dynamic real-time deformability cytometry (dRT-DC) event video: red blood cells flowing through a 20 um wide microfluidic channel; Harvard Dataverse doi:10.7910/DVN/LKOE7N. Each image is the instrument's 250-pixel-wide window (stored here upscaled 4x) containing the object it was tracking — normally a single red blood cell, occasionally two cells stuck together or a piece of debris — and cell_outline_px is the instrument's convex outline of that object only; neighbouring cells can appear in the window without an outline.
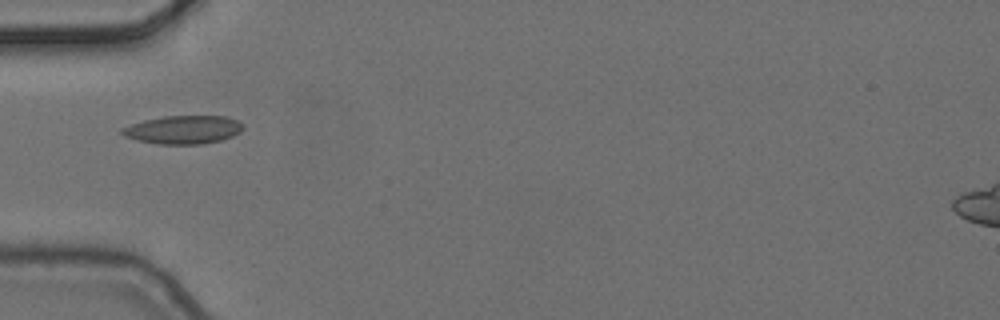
{"species": "common noctule bat (a hibernating species)", "species_latin": "Nyctalus noctula", "temperature_condition": "cold", "stored_images_in_passage": 4, "camera_frame_rate_fps": 3000, "um_per_image_px": 0.085, "animal": {"sex": "female", "body_mass_g": 24.6, "forearm_length_mm": 56.2}, "frame": {"image": 1, "passage_image": 2, "time_ms": 0.333, "image_size_px": [1000, 320], "cell_outline_px": [[244, 128], [240, 132], [232, 136], [220, 140], [204, 144], [156, 144], [136, 140], [124, 136], [120, 132], [120, 128], [144, 120], [164, 116], [228, 116], [244, 124]], "centroid_in_image_um": [15.57, 11.02], "position_along_channel_um": 69.4, "area_um2": 20.11}}
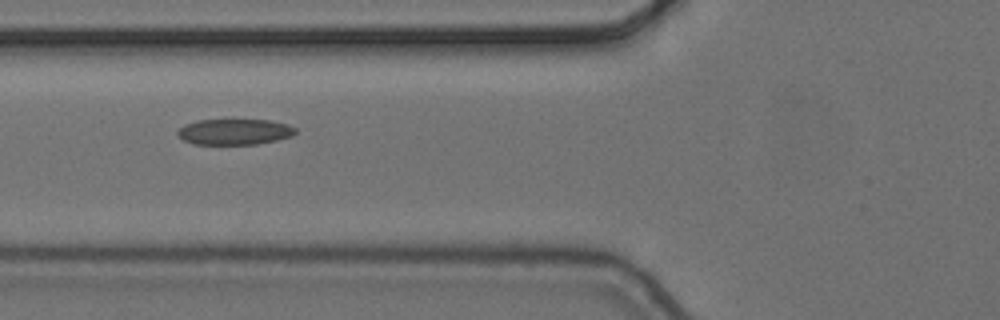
{"frame": {"image": 2, "passage_image": 3, "time_ms": 0.667, "image_size_px": [1000, 320], "cell_outline_px": [[296, 132], [292, 136], [276, 140], [256, 144], [192, 144], [184, 140], [176, 132], [184, 124], [196, 120], [268, 120], [288, 124], [296, 128]], "centroid_in_image_um": [19.93, 11.2], "position_along_channel_um": 105.9, "area_um2": 17.69}}
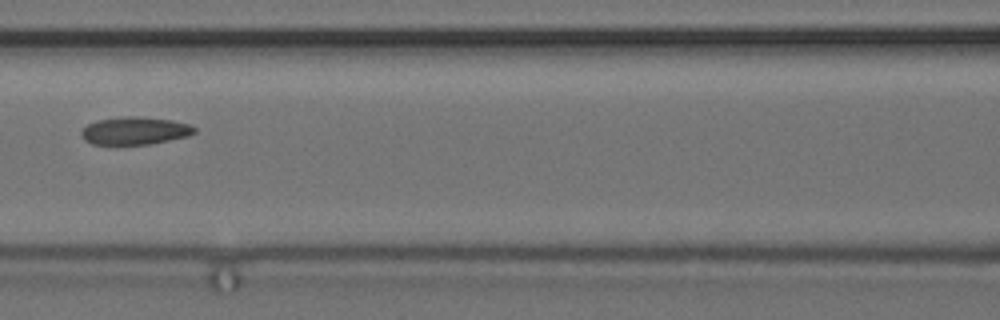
{"frame": {"image": 3, "passage_image": 4, "time_ms": 1.0, "image_size_px": [1000, 320], "cell_outline_px": [[196, 132], [188, 136], [148, 144], [92, 144], [84, 140], [80, 132], [88, 124], [100, 120], [124, 116], [136, 116], [172, 120], [188, 124], [196, 128]], "centroid_in_image_um": [11.47, 11.11], "position_along_channel_um": 155.1, "area_um2": 18.03}}